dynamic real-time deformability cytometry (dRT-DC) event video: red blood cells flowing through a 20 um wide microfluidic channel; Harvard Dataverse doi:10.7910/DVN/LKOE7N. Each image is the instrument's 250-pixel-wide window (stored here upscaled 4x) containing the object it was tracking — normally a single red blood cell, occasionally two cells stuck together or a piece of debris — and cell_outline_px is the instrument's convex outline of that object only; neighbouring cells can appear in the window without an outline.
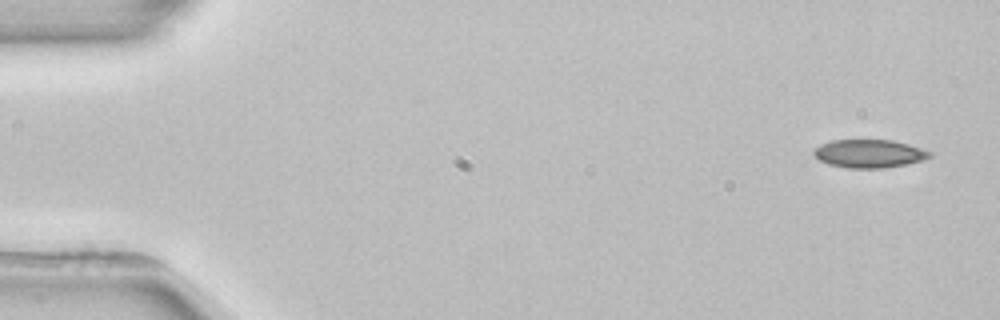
{"species": "common noctule bat (a hibernating species)", "species_latin": "Nyctalus noctula", "temperature_condition": "room temperature", "stored_images_in_passage": 5, "camera_frame_rate_fps": 3000, "um_per_image_px": 0.085, "animal": {"sex": "female", "body_mass_g": 22.7, "forearm_length_mm": 54.2}, "frame": {"image": 1, "passage_image": 1, "time_ms": 0.0, "image_size_px": [1000, 320], "cell_outline_px": [[932, 156], [924, 160], [884, 168], [848, 168], [828, 164], [820, 160], [812, 152], [820, 144], [832, 140], [892, 140], [908, 144], [932, 152]], "centroid_in_image_um": [73.89, 13.05], "position_along_channel_um": 11.1, "area_um2": 18.96}}